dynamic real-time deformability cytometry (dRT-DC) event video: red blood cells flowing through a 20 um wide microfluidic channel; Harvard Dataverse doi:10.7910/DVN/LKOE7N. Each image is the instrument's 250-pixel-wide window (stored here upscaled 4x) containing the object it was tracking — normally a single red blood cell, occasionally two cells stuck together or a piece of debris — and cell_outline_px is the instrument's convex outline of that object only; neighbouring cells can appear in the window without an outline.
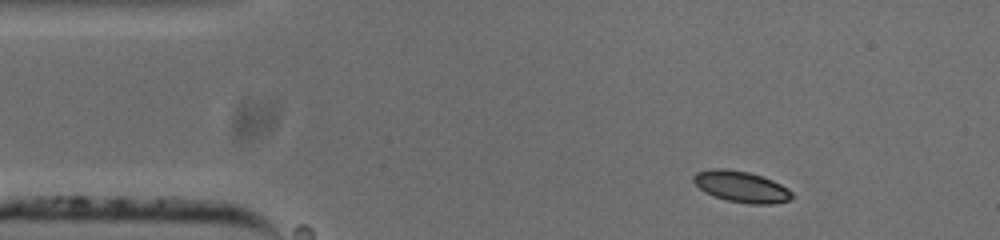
{"species": "common noctule bat (a hibernating species)", "species_latin": "Nyctalus noctula", "temperature_condition": "cold", "stored_images_in_passage": 2, "camera_frame_rate_fps": 3000, "um_per_image_px": 0.085, "animal": {"sex": "male", "body_mass_g": 20.0, "forearm_length_mm": 53.3}, "frame": {"image": 1, "passage_image": 1, "time_ms": 0.0, "image_size_px": [1000, 240], "cell_outline_px": [[792, 196], [784, 200], [732, 200], [708, 192], [696, 180], [696, 176], [700, 172], [744, 172], [768, 180], [784, 188]], "centroid_in_image_um": [63.0, 15.85], "position_along_channel_um": 22.0, "area_um2": 14.1}}